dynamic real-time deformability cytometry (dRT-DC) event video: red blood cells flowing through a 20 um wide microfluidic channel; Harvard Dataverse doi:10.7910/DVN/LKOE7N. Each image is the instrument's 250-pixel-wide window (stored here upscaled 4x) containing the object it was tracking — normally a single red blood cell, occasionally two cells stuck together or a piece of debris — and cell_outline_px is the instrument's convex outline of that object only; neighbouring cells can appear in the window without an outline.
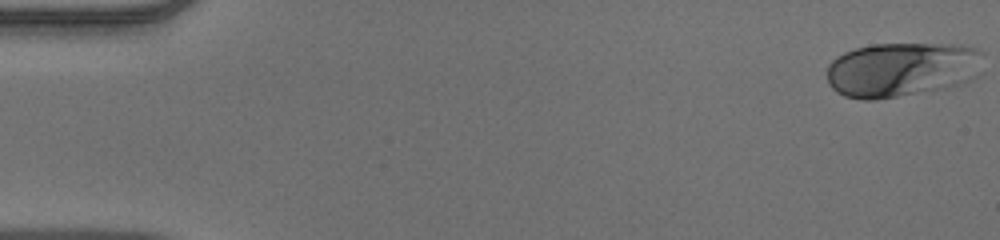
{"species": "human", "species_latin": "Homo sapiens", "temperature_condition": "warm", "stored_images_in_passage": 52, "camera_frame_rate_fps": 3000, "um_per_image_px": 0.085, "donor": {"sex": "male"}, "frame": {"image": 1, "passage_image": 1, "time_ms": 0.0, "image_size_px": [1000, 240], "cell_outline_px": [[984, 52], [936, 88], [876, 100], [864, 100], [844, 96], [836, 92], [828, 84], [828, 64], [836, 56], [844, 52], [856, 48], [872, 44], [960, 44], [980, 48]], "centroid_in_image_um": [76.21, 5.85], "position_along_channel_um": 8.8, "area_um2": 46.07}}
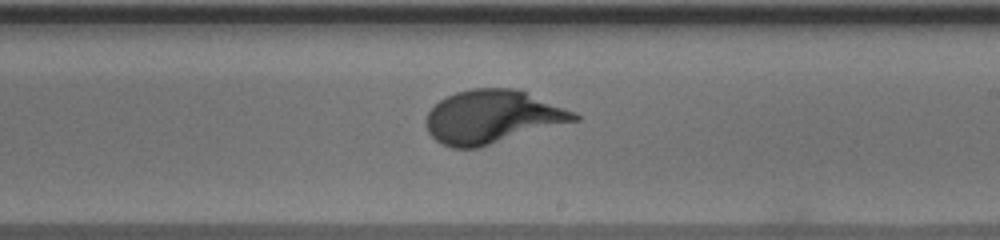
{"frame": {"image": 2, "passage_image": 31, "time_ms": 10.0, "image_size_px": [1000, 240], "cell_outline_px": [[580, 120], [480, 148], [452, 148], [436, 140], [428, 132], [424, 120], [428, 112], [440, 100], [456, 92], [472, 88], [516, 88], [576, 112], [580, 116]], "centroid_in_image_um": [41.87, 9.94], "position_along_channel_um": 247.1, "area_um2": 46.24}}
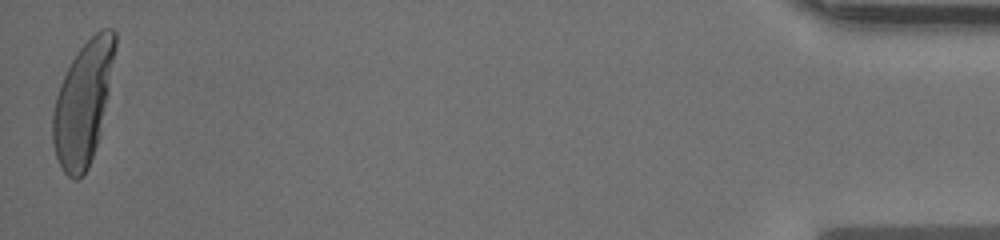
{"frame": {"image": 3, "passage_image": 52, "time_ms": 17.0, "image_size_px": [1000, 240], "cell_outline_px": [[116, 44], [108, 92], [100, 132], [88, 168], [84, 176], [76, 180], [72, 180], [64, 172], [56, 156], [52, 140], [52, 112], [56, 96], [60, 84], [72, 60], [80, 48], [96, 32], [104, 28], [112, 28], [116, 32]], "centroid_in_image_um": [7.05, 8.79], "position_along_channel_um": 428.2, "area_um2": 43.99}}